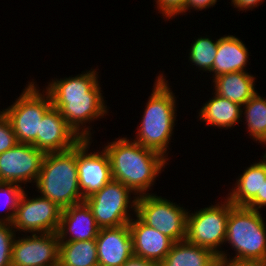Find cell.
I'll use <instances>...</instances> for the list:
<instances>
[{
  "mask_svg": "<svg viewBox=\"0 0 266 266\" xmlns=\"http://www.w3.org/2000/svg\"><path fill=\"white\" fill-rule=\"evenodd\" d=\"M27 85L15 102L2 111L10 121L17 141L32 144L37 148L40 122L52 107V100L47 91L40 93L35 82H29Z\"/></svg>",
  "mask_w": 266,
  "mask_h": 266,
  "instance_id": "cell-6",
  "label": "cell"
},
{
  "mask_svg": "<svg viewBox=\"0 0 266 266\" xmlns=\"http://www.w3.org/2000/svg\"><path fill=\"white\" fill-rule=\"evenodd\" d=\"M214 97L203 104L200 108L199 118L203 120L207 126H216L219 128H231L238 124L242 117V106L232 102L226 98H223L216 93Z\"/></svg>",
  "mask_w": 266,
  "mask_h": 266,
  "instance_id": "cell-22",
  "label": "cell"
},
{
  "mask_svg": "<svg viewBox=\"0 0 266 266\" xmlns=\"http://www.w3.org/2000/svg\"><path fill=\"white\" fill-rule=\"evenodd\" d=\"M261 215L245 206L230 210L225 243L236 251L231 260L266 262V225Z\"/></svg>",
  "mask_w": 266,
  "mask_h": 266,
  "instance_id": "cell-5",
  "label": "cell"
},
{
  "mask_svg": "<svg viewBox=\"0 0 266 266\" xmlns=\"http://www.w3.org/2000/svg\"><path fill=\"white\" fill-rule=\"evenodd\" d=\"M266 181V164L262 160L247 167L236 180L235 187L227 195L234 206L261 209V187Z\"/></svg>",
  "mask_w": 266,
  "mask_h": 266,
  "instance_id": "cell-18",
  "label": "cell"
},
{
  "mask_svg": "<svg viewBox=\"0 0 266 266\" xmlns=\"http://www.w3.org/2000/svg\"><path fill=\"white\" fill-rule=\"evenodd\" d=\"M128 223L134 256L161 263L169 253L174 241L157 229L144 224L137 216Z\"/></svg>",
  "mask_w": 266,
  "mask_h": 266,
  "instance_id": "cell-17",
  "label": "cell"
},
{
  "mask_svg": "<svg viewBox=\"0 0 266 266\" xmlns=\"http://www.w3.org/2000/svg\"><path fill=\"white\" fill-rule=\"evenodd\" d=\"M61 212L62 209L52 200L42 196L27 198L23 191L11 225L16 229L15 233L20 230L32 234L54 233L58 230Z\"/></svg>",
  "mask_w": 266,
  "mask_h": 266,
  "instance_id": "cell-10",
  "label": "cell"
},
{
  "mask_svg": "<svg viewBox=\"0 0 266 266\" xmlns=\"http://www.w3.org/2000/svg\"><path fill=\"white\" fill-rule=\"evenodd\" d=\"M187 215L185 208L154 193L137 197L135 216L174 242L186 240Z\"/></svg>",
  "mask_w": 266,
  "mask_h": 266,
  "instance_id": "cell-9",
  "label": "cell"
},
{
  "mask_svg": "<svg viewBox=\"0 0 266 266\" xmlns=\"http://www.w3.org/2000/svg\"><path fill=\"white\" fill-rule=\"evenodd\" d=\"M233 207L234 205L226 198L221 204L201 208L191 214L188 212L186 240L209 249L219 260H227L228 255L220 250L219 246L225 244L227 220Z\"/></svg>",
  "mask_w": 266,
  "mask_h": 266,
  "instance_id": "cell-7",
  "label": "cell"
},
{
  "mask_svg": "<svg viewBox=\"0 0 266 266\" xmlns=\"http://www.w3.org/2000/svg\"><path fill=\"white\" fill-rule=\"evenodd\" d=\"M234 8H238V11L251 10L253 7H257L263 0H231ZM258 4V5H257Z\"/></svg>",
  "mask_w": 266,
  "mask_h": 266,
  "instance_id": "cell-32",
  "label": "cell"
},
{
  "mask_svg": "<svg viewBox=\"0 0 266 266\" xmlns=\"http://www.w3.org/2000/svg\"><path fill=\"white\" fill-rule=\"evenodd\" d=\"M17 238L12 245L11 266H54L59 263L57 232Z\"/></svg>",
  "mask_w": 266,
  "mask_h": 266,
  "instance_id": "cell-12",
  "label": "cell"
},
{
  "mask_svg": "<svg viewBox=\"0 0 266 266\" xmlns=\"http://www.w3.org/2000/svg\"><path fill=\"white\" fill-rule=\"evenodd\" d=\"M90 144L88 139L77 144V171L83 199L98 192L112 179L109 155L104 149L88 153Z\"/></svg>",
  "mask_w": 266,
  "mask_h": 266,
  "instance_id": "cell-13",
  "label": "cell"
},
{
  "mask_svg": "<svg viewBox=\"0 0 266 266\" xmlns=\"http://www.w3.org/2000/svg\"><path fill=\"white\" fill-rule=\"evenodd\" d=\"M164 74L157 76L151 96L144 109V115L135 141L145 148L152 149L167 157L168 144L173 135L176 121V97L168 86ZM166 154V155H165Z\"/></svg>",
  "mask_w": 266,
  "mask_h": 266,
  "instance_id": "cell-3",
  "label": "cell"
},
{
  "mask_svg": "<svg viewBox=\"0 0 266 266\" xmlns=\"http://www.w3.org/2000/svg\"><path fill=\"white\" fill-rule=\"evenodd\" d=\"M254 78L247 71H236L212 80L217 95L243 106L257 92Z\"/></svg>",
  "mask_w": 266,
  "mask_h": 266,
  "instance_id": "cell-20",
  "label": "cell"
},
{
  "mask_svg": "<svg viewBox=\"0 0 266 266\" xmlns=\"http://www.w3.org/2000/svg\"><path fill=\"white\" fill-rule=\"evenodd\" d=\"M262 157H263V159H261V160H263L266 164V152H265L264 156H262Z\"/></svg>",
  "mask_w": 266,
  "mask_h": 266,
  "instance_id": "cell-35",
  "label": "cell"
},
{
  "mask_svg": "<svg viewBox=\"0 0 266 266\" xmlns=\"http://www.w3.org/2000/svg\"><path fill=\"white\" fill-rule=\"evenodd\" d=\"M18 143L10 121L3 111H0V154L13 148Z\"/></svg>",
  "mask_w": 266,
  "mask_h": 266,
  "instance_id": "cell-28",
  "label": "cell"
},
{
  "mask_svg": "<svg viewBox=\"0 0 266 266\" xmlns=\"http://www.w3.org/2000/svg\"><path fill=\"white\" fill-rule=\"evenodd\" d=\"M187 0H156L158 11L166 17L172 19L176 15L185 13Z\"/></svg>",
  "mask_w": 266,
  "mask_h": 266,
  "instance_id": "cell-29",
  "label": "cell"
},
{
  "mask_svg": "<svg viewBox=\"0 0 266 266\" xmlns=\"http://www.w3.org/2000/svg\"><path fill=\"white\" fill-rule=\"evenodd\" d=\"M99 230L85 201L62 209L57 230L60 242L96 240Z\"/></svg>",
  "mask_w": 266,
  "mask_h": 266,
  "instance_id": "cell-16",
  "label": "cell"
},
{
  "mask_svg": "<svg viewBox=\"0 0 266 266\" xmlns=\"http://www.w3.org/2000/svg\"><path fill=\"white\" fill-rule=\"evenodd\" d=\"M248 50L236 36L225 35L218 39V49L213 63V77L236 71H246Z\"/></svg>",
  "mask_w": 266,
  "mask_h": 266,
  "instance_id": "cell-19",
  "label": "cell"
},
{
  "mask_svg": "<svg viewBox=\"0 0 266 266\" xmlns=\"http://www.w3.org/2000/svg\"><path fill=\"white\" fill-rule=\"evenodd\" d=\"M44 156L45 153L34 145L18 142L13 148L0 154V182L18 185L35 183Z\"/></svg>",
  "mask_w": 266,
  "mask_h": 266,
  "instance_id": "cell-11",
  "label": "cell"
},
{
  "mask_svg": "<svg viewBox=\"0 0 266 266\" xmlns=\"http://www.w3.org/2000/svg\"><path fill=\"white\" fill-rule=\"evenodd\" d=\"M219 266H266V262L262 261H248V260H219Z\"/></svg>",
  "mask_w": 266,
  "mask_h": 266,
  "instance_id": "cell-30",
  "label": "cell"
},
{
  "mask_svg": "<svg viewBox=\"0 0 266 266\" xmlns=\"http://www.w3.org/2000/svg\"><path fill=\"white\" fill-rule=\"evenodd\" d=\"M161 266H219L218 256L209 249L189 243L174 242Z\"/></svg>",
  "mask_w": 266,
  "mask_h": 266,
  "instance_id": "cell-21",
  "label": "cell"
},
{
  "mask_svg": "<svg viewBox=\"0 0 266 266\" xmlns=\"http://www.w3.org/2000/svg\"><path fill=\"white\" fill-rule=\"evenodd\" d=\"M123 266H161V264L133 256Z\"/></svg>",
  "mask_w": 266,
  "mask_h": 266,
  "instance_id": "cell-33",
  "label": "cell"
},
{
  "mask_svg": "<svg viewBox=\"0 0 266 266\" xmlns=\"http://www.w3.org/2000/svg\"><path fill=\"white\" fill-rule=\"evenodd\" d=\"M82 138L67 124L53 106L44 114L37 133V149L44 153L64 152L74 148Z\"/></svg>",
  "mask_w": 266,
  "mask_h": 266,
  "instance_id": "cell-14",
  "label": "cell"
},
{
  "mask_svg": "<svg viewBox=\"0 0 266 266\" xmlns=\"http://www.w3.org/2000/svg\"><path fill=\"white\" fill-rule=\"evenodd\" d=\"M95 70L91 69L75 77L52 80L45 88L51 97L52 106L59 110L82 140H91V128H84V125L108 113L98 72Z\"/></svg>",
  "mask_w": 266,
  "mask_h": 266,
  "instance_id": "cell-1",
  "label": "cell"
},
{
  "mask_svg": "<svg viewBox=\"0 0 266 266\" xmlns=\"http://www.w3.org/2000/svg\"><path fill=\"white\" fill-rule=\"evenodd\" d=\"M99 266H123L134 256L130 227L101 228L96 237Z\"/></svg>",
  "mask_w": 266,
  "mask_h": 266,
  "instance_id": "cell-15",
  "label": "cell"
},
{
  "mask_svg": "<svg viewBox=\"0 0 266 266\" xmlns=\"http://www.w3.org/2000/svg\"><path fill=\"white\" fill-rule=\"evenodd\" d=\"M217 0H187L185 5V13L188 11V9H194V10H202L206 9L207 7L214 6L216 4Z\"/></svg>",
  "mask_w": 266,
  "mask_h": 266,
  "instance_id": "cell-31",
  "label": "cell"
},
{
  "mask_svg": "<svg viewBox=\"0 0 266 266\" xmlns=\"http://www.w3.org/2000/svg\"><path fill=\"white\" fill-rule=\"evenodd\" d=\"M131 193L133 192L123 183L111 179L84 201L90 207L100 229L115 228L131 221L132 216L128 213L130 208L136 213L137 196L131 201Z\"/></svg>",
  "mask_w": 266,
  "mask_h": 266,
  "instance_id": "cell-8",
  "label": "cell"
},
{
  "mask_svg": "<svg viewBox=\"0 0 266 266\" xmlns=\"http://www.w3.org/2000/svg\"><path fill=\"white\" fill-rule=\"evenodd\" d=\"M115 140L104 147L109 155L112 179L123 183L137 197L151 194L147 192L169 158L126 137Z\"/></svg>",
  "mask_w": 266,
  "mask_h": 266,
  "instance_id": "cell-2",
  "label": "cell"
},
{
  "mask_svg": "<svg viewBox=\"0 0 266 266\" xmlns=\"http://www.w3.org/2000/svg\"><path fill=\"white\" fill-rule=\"evenodd\" d=\"M243 106L249 136L266 144V99L256 92Z\"/></svg>",
  "mask_w": 266,
  "mask_h": 266,
  "instance_id": "cell-24",
  "label": "cell"
},
{
  "mask_svg": "<svg viewBox=\"0 0 266 266\" xmlns=\"http://www.w3.org/2000/svg\"><path fill=\"white\" fill-rule=\"evenodd\" d=\"M15 238L12 225L0 222V266H11L12 245Z\"/></svg>",
  "mask_w": 266,
  "mask_h": 266,
  "instance_id": "cell-27",
  "label": "cell"
},
{
  "mask_svg": "<svg viewBox=\"0 0 266 266\" xmlns=\"http://www.w3.org/2000/svg\"><path fill=\"white\" fill-rule=\"evenodd\" d=\"M23 191L24 189L22 188L21 185L15 183L0 182V196L2 198L3 196L4 198H6V200H3V202H1L0 204L2 206L3 205L5 206V208L2 209L4 210L7 209L9 211L7 214H5L4 217L0 218V222L10 223V224L13 222L17 204Z\"/></svg>",
  "mask_w": 266,
  "mask_h": 266,
  "instance_id": "cell-26",
  "label": "cell"
},
{
  "mask_svg": "<svg viewBox=\"0 0 266 266\" xmlns=\"http://www.w3.org/2000/svg\"><path fill=\"white\" fill-rule=\"evenodd\" d=\"M60 266H98L96 240L59 243Z\"/></svg>",
  "mask_w": 266,
  "mask_h": 266,
  "instance_id": "cell-23",
  "label": "cell"
},
{
  "mask_svg": "<svg viewBox=\"0 0 266 266\" xmlns=\"http://www.w3.org/2000/svg\"><path fill=\"white\" fill-rule=\"evenodd\" d=\"M36 187L61 209L83 202L77 171V145L64 152L45 153Z\"/></svg>",
  "mask_w": 266,
  "mask_h": 266,
  "instance_id": "cell-4",
  "label": "cell"
},
{
  "mask_svg": "<svg viewBox=\"0 0 266 266\" xmlns=\"http://www.w3.org/2000/svg\"><path fill=\"white\" fill-rule=\"evenodd\" d=\"M263 206H266V181L263 183V186L261 187V208Z\"/></svg>",
  "mask_w": 266,
  "mask_h": 266,
  "instance_id": "cell-34",
  "label": "cell"
},
{
  "mask_svg": "<svg viewBox=\"0 0 266 266\" xmlns=\"http://www.w3.org/2000/svg\"><path fill=\"white\" fill-rule=\"evenodd\" d=\"M218 49V39L214 42L211 38L199 37L192 42L189 60L200 70L210 72Z\"/></svg>",
  "mask_w": 266,
  "mask_h": 266,
  "instance_id": "cell-25",
  "label": "cell"
}]
</instances>
